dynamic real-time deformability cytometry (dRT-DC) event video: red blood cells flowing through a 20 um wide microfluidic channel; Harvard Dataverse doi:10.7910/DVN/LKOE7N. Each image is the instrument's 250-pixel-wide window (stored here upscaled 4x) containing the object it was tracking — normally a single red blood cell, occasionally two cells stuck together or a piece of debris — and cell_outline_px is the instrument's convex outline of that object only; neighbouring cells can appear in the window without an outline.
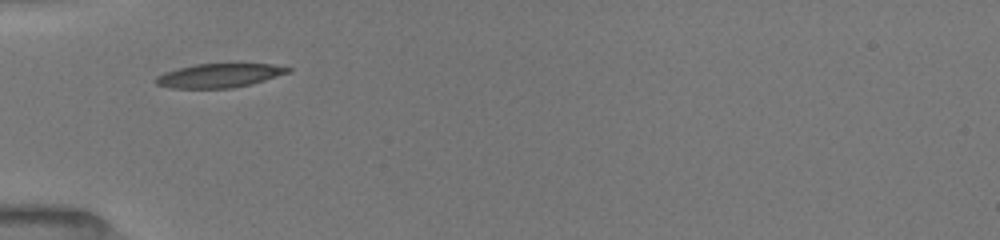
{"species": "common noctule bat (a hibernating species)", "species_latin": "Nyctalus noctula", "temperature_condition": "room temperature", "stored_images_in_passage": 9, "camera_frame_rate_fps": 3000, "um_per_image_px": 0.085, "animal": {"sex": "female", "body_mass_g": 19.5, "forearm_length_mm": 54.1}, "frame": {"image": 1, "passage_image": 1, "time_ms": 0.0, "image_size_px": [1000, 240], "cell_outline_px": [[292, 72], [264, 80], [232, 88], [172, 88], [156, 84], [152, 80], [156, 76], [164, 72], [196, 64], [272, 64], [292, 68]], "centroid_in_image_um": [18.62, 6.42], "position_along_channel_um": 66.4, "area_um2": 18.32}}
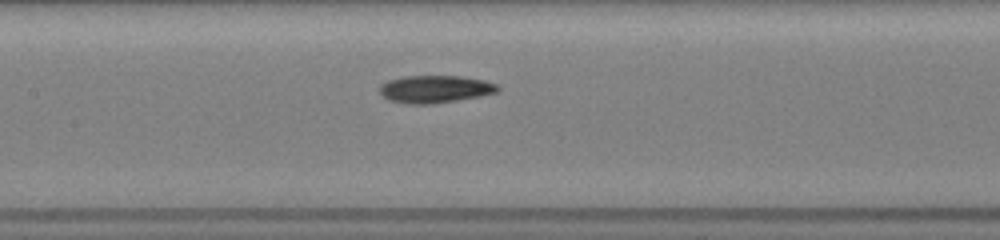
{"frame": {"image": 2, "passage_image": 5, "time_ms": 2.667, "image_size_px": [1000, 240], "cell_outline_px": [[500, 88], [496, 92], [480, 96], [432, 104], [408, 104], [388, 100], [380, 92], [380, 84], [388, 80], [404, 76], [460, 76], [484, 80], [496, 84]], "centroid_in_image_um": [36.95, 7.57], "position_along_channel_um": 170.4, "area_um2": 18.84}}
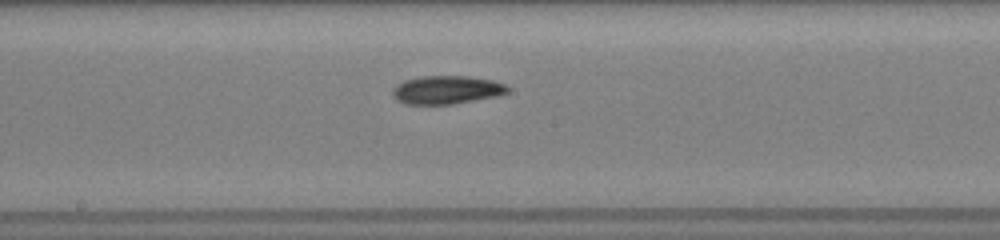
{"frame": {"image": 3, "passage_image": 7, "time_ms": 3.667, "image_size_px": [1000, 240], "cell_outline_px": [[508, 92], [496, 96], [452, 104], [404, 104], [396, 100], [392, 96], [392, 88], [396, 84], [404, 80], [424, 76], [468, 76], [492, 80], [504, 84], [508, 88]], "centroid_in_image_um": [37.9, 7.64], "position_along_channel_um": 210.3, "area_um2": 18.96}}